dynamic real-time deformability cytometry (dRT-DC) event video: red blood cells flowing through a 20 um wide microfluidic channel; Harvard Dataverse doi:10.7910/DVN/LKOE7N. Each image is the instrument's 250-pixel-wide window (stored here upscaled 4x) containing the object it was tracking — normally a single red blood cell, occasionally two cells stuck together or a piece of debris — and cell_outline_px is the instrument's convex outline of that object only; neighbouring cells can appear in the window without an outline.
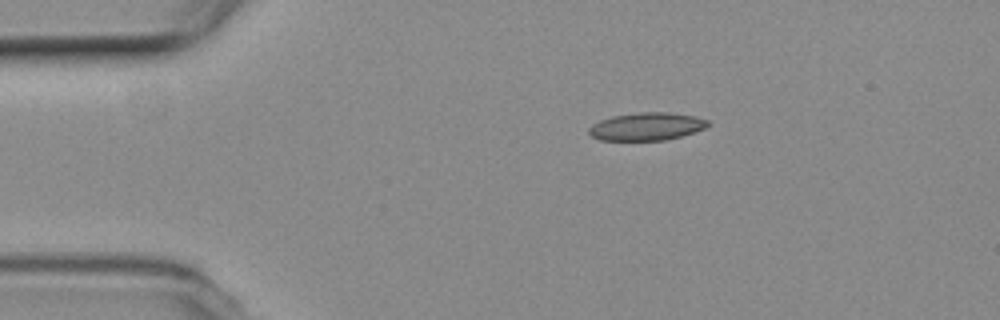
{"species": "common noctule bat (a hibernating species)", "species_latin": "Nyctalus noctula", "temperature_condition": "room temperature", "stored_images_in_passage": 45, "camera_frame_rate_fps": 3000, "um_per_image_px": 0.085, "animal": {"sex": "female", "body_mass_g": 19.3, "forearm_length_mm": 54.1}, "frame": {"image": 1, "passage_image": 1, "time_ms": 0.0, "image_size_px": [1000, 320], "cell_outline_px": [[708, 124], [704, 128], [680, 136], [664, 140], [600, 140], [592, 136], [588, 132], [588, 128], [592, 124], [600, 120], [612, 116], [640, 112], [668, 112], [696, 116], [708, 120]], "centroid_in_image_um": [54.93, 10.74], "position_along_channel_um": 30.1, "area_um2": 19.13}}
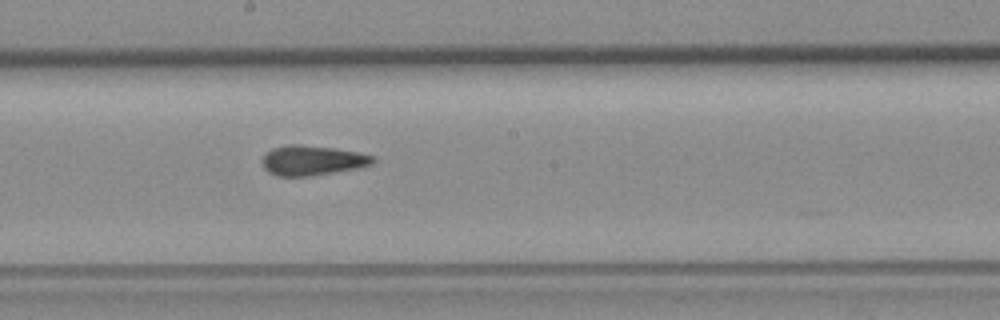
{"frame": {"image": 2, "passage_image": 20, "time_ms": 6.333, "image_size_px": [1000, 320], "cell_outline_px": [[376, 160], [372, 164], [360, 168], [308, 176], [276, 176], [268, 172], [264, 168], [260, 160], [272, 148], [288, 144], [300, 144], [332, 148], [356, 152], [372, 156]], "centroid_in_image_um": [26.51, 13.64], "position_along_channel_um": 221.7, "area_um2": 19.25}}
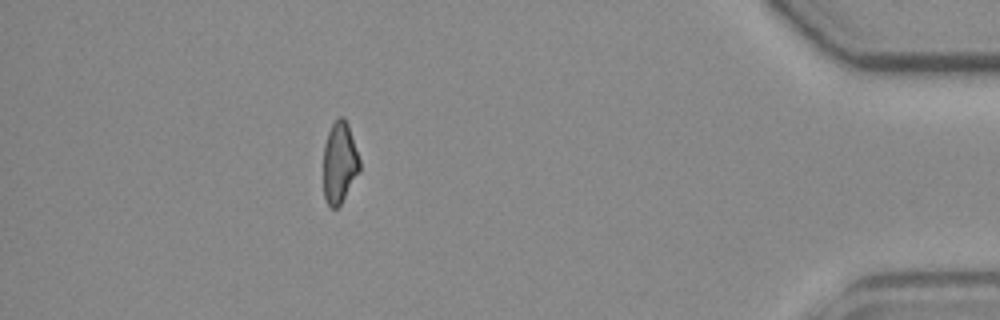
{"frame": {"image": 3, "passage_image": 39, "time_ms": 12.667, "image_size_px": [1000, 320], "cell_outline_px": [[360, 172], [340, 204], [336, 208], [332, 208], [328, 204], [324, 196], [324, 144], [328, 132], [332, 124], [340, 116], [344, 116], [348, 124], [360, 160]], "centroid_in_image_um": [28.87, 13.81], "position_along_channel_um": 406.3, "area_um2": 17.11}, "authors_computed_cell_mechanics": {"area_um2": 18.8428, "velocity_mm_per_s": 3.8021, "shape_relaxation_time_tau1_ms": null, "shape_relaxation_time_tau2_ms": 2.0384, "deformation_change_tau1": null, "deformation_change_tau2": 0.093}}